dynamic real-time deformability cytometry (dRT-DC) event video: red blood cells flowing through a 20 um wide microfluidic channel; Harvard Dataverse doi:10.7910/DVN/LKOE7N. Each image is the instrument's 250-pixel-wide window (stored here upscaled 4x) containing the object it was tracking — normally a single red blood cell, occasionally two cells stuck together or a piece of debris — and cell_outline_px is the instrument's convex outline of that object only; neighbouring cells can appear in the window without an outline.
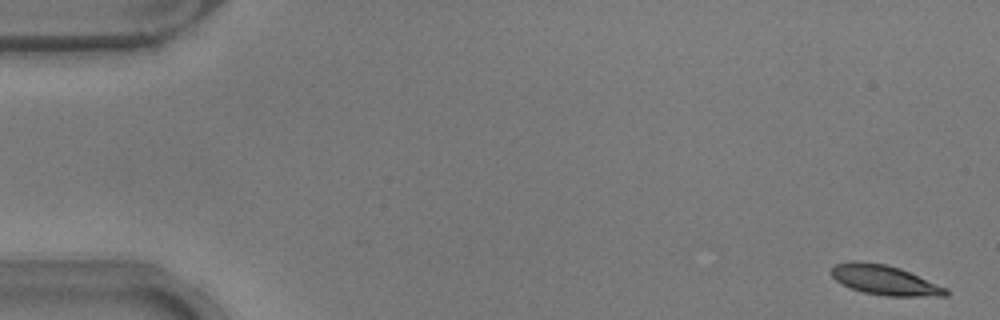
{"species": "common noctule bat (a hibernating species)", "species_latin": "Nyctalus noctula", "temperature_condition": "warm", "stored_images_in_passage": 16, "camera_frame_rate_fps": 3000, "um_per_image_px": 0.085, "animal": {"sex": "male", "body_mass_g": 17.9}, "frame": {"image": 1, "passage_image": 1, "time_ms": 0.0, "image_size_px": [1000, 320], "cell_outline_px": [[948, 296], [884, 296], [864, 292], [852, 288], [836, 280], [832, 276], [832, 268], [836, 264], [848, 260], [860, 260], [884, 264], [900, 268], [948, 288]], "centroid_in_image_um": [75.21, 23.79], "position_along_channel_um": 9.8, "area_um2": 19.83}}